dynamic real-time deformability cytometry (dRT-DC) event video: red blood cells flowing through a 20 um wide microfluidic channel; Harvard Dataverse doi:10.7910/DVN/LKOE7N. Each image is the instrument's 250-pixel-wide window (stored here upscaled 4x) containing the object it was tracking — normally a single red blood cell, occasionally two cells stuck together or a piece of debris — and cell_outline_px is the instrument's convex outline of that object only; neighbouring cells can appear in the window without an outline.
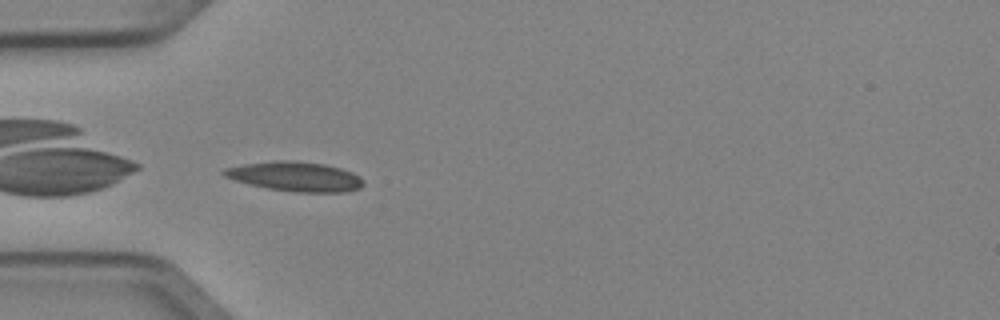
{"species": "Egyptian fruit bat (a non-hibernating species)", "species_latin": "Rousettus aegyptiacus", "temperature_condition": "cold", "stored_images_in_passage": 6, "camera_frame_rate_fps": 3000, "um_per_image_px": 0.085, "animal": {"sex": "female"}, "frame": {"image": 1, "passage_image": 4, "time_ms": 1.0, "image_size_px": [1000, 320], "cell_outline_px": [[364, 184], [360, 188], [344, 192], [292, 192], [268, 188], [248, 184], [224, 176], [220, 172], [224, 168], [244, 164], [276, 160], [288, 160], [324, 164], [340, 168], [352, 172], [360, 176], [364, 180]], "centroid_in_image_um": [25.1, 15.0], "position_along_channel_um": 59.9, "area_um2": 24.04}}
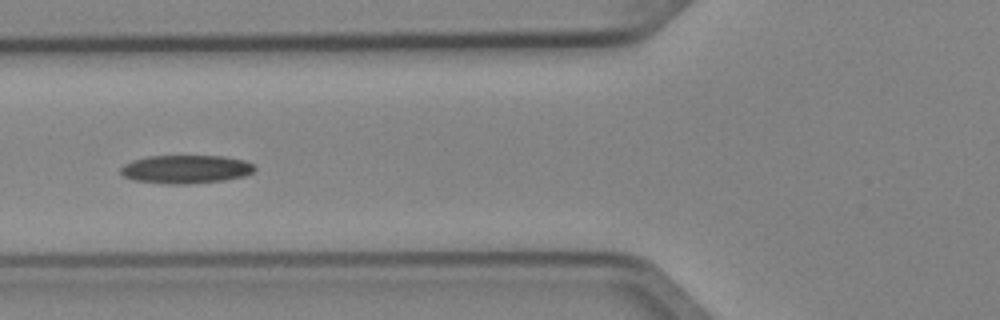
{"frame": {"image": 2, "passage_image": 5, "time_ms": 1.333, "image_size_px": [1000, 320], "cell_outline_px": [[256, 168], [252, 172], [244, 176], [224, 180], [188, 184], [168, 184], [136, 180], [124, 176], [120, 172], [120, 168], [124, 164], [132, 160], [148, 156], [224, 156], [244, 160], [252, 164]], "centroid_in_image_um": [15.79, 14.38], "position_along_channel_um": 110.0, "area_um2": 22.08}}